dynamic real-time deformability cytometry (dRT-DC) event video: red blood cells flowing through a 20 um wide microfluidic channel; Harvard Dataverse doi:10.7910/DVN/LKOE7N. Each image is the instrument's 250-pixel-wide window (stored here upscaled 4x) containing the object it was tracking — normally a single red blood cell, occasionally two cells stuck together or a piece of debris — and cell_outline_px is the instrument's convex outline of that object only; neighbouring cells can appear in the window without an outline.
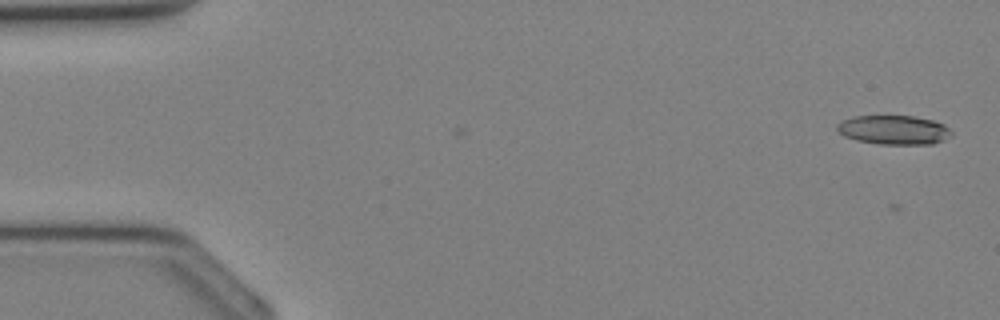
{"species": "Egyptian fruit bat (a non-hibernating species)", "species_latin": "Rousettus aegyptiacus", "temperature_condition": "cold", "stored_images_in_passage": 3, "camera_frame_rate_fps": 3000, "um_per_image_px": 0.085, "animal": {"sex": "female"}, "frame": {"image": 1, "passage_image": 1, "time_ms": 0.0, "image_size_px": [1000, 320], "cell_outline_px": [[952, 136], [944, 140], [932, 144], [880, 144], [856, 140], [844, 136], [836, 128], [836, 124], [852, 116], [912, 116], [932, 120], [944, 124], [952, 132]], "centroid_in_image_um": [75.98, 11.04], "position_along_channel_um": 9.0, "area_um2": 19.42}}